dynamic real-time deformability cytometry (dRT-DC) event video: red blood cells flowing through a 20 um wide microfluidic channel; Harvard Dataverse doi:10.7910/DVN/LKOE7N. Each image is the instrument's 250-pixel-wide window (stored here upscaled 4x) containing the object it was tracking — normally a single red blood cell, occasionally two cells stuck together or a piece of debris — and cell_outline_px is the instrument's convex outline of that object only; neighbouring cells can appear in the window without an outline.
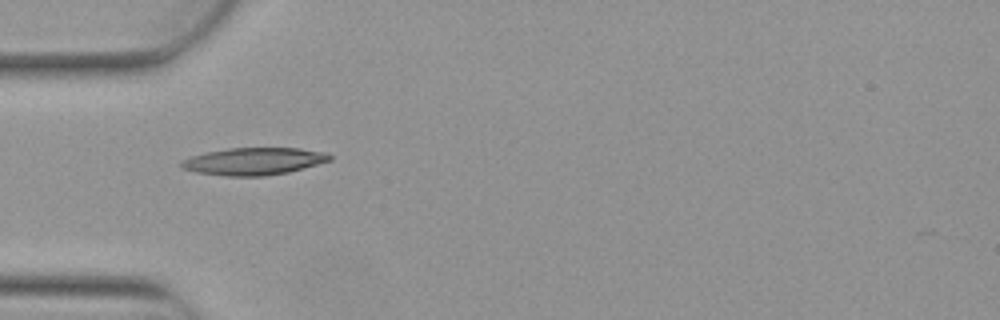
{"species": "Egyptian fruit bat (a non-hibernating species)", "species_latin": "Rousettus aegyptiacus", "temperature_condition": "warm", "stored_images_in_passage": 1, "camera_frame_rate_fps": 3000, "um_per_image_px": 0.085, "animal": {"sex": "female"}, "frame": {"image": 1, "passage_image": 1, "time_ms": 0.0, "image_size_px": [1000, 320], "cell_outline_px": [[332, 160], [288, 172], [264, 176], [224, 176], [196, 172], [184, 168], [180, 164], [180, 160], [204, 152], [228, 148], [300, 148], [324, 152], [332, 156]], "centroid_in_image_um": [21.56, 13.7], "position_along_channel_um": 63.4, "area_um2": 23.58}}